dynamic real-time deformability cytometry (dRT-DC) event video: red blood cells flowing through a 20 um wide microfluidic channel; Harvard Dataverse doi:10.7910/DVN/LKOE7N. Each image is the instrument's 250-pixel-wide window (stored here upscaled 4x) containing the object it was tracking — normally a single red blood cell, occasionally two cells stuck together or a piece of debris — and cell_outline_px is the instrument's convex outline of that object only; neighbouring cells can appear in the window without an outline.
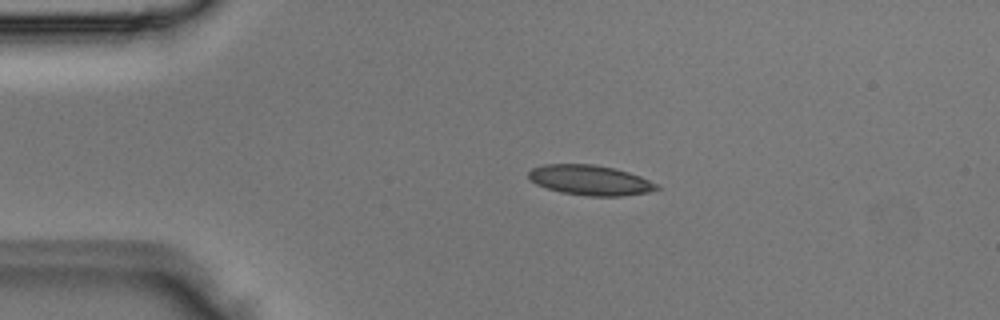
{"species": "Egyptian fruit bat (a non-hibernating species)", "species_latin": "Rousettus aegyptiacus", "temperature_condition": "room temperature", "stored_images_in_passage": 4, "camera_frame_rate_fps": 3000, "um_per_image_px": 0.085, "animal": {"sex": "male"}, "frame": {"image": 1, "passage_image": 2, "time_ms": 0.333, "image_size_px": [1000, 320], "cell_outline_px": [[660, 188], [648, 192], [620, 196], [588, 196], [560, 192], [536, 184], [528, 176], [528, 172], [532, 168], [544, 164], [592, 164], [616, 168], [640, 176], [656, 184]], "centroid_in_image_um": [50.14, 15.31], "position_along_channel_um": 34.9, "area_um2": 22.31}}
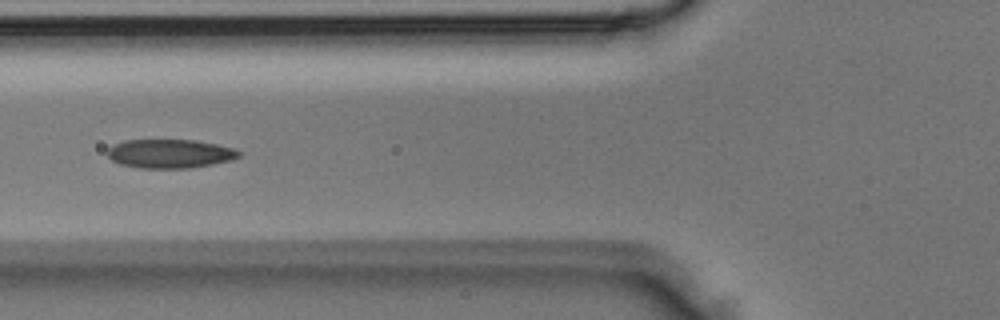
{"frame": {"image": 2, "passage_image": 4, "time_ms": 1.0, "image_size_px": [1000, 320], "cell_outline_px": [[240, 156], [232, 160], [212, 164], [188, 168], [140, 168], [120, 164], [112, 160], [108, 156], [108, 148], [112, 144], [124, 140], [196, 140], [216, 144], [232, 148], [240, 152]], "centroid_in_image_um": [14.42, 13.06], "position_along_channel_um": 111.4, "area_um2": 22.08}}